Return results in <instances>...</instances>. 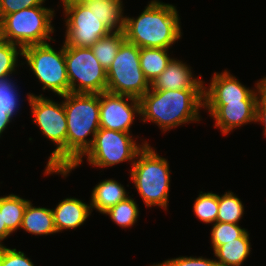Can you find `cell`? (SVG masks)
I'll return each mask as SVG.
<instances>
[{"mask_svg":"<svg viewBox=\"0 0 266 266\" xmlns=\"http://www.w3.org/2000/svg\"><path fill=\"white\" fill-rule=\"evenodd\" d=\"M12 78H0V111H6L12 118L19 110L20 95Z\"/></svg>","mask_w":266,"mask_h":266,"instance_id":"f1b7e54d","label":"cell"},{"mask_svg":"<svg viewBox=\"0 0 266 266\" xmlns=\"http://www.w3.org/2000/svg\"><path fill=\"white\" fill-rule=\"evenodd\" d=\"M99 106L100 128L108 130L130 133L135 114H141L139 99L108 91L99 93Z\"/></svg>","mask_w":266,"mask_h":266,"instance_id":"7c38bea8","label":"cell"},{"mask_svg":"<svg viewBox=\"0 0 266 266\" xmlns=\"http://www.w3.org/2000/svg\"><path fill=\"white\" fill-rule=\"evenodd\" d=\"M244 214V204L231 191L218 194V222L238 224Z\"/></svg>","mask_w":266,"mask_h":266,"instance_id":"cb8c5ba5","label":"cell"},{"mask_svg":"<svg viewBox=\"0 0 266 266\" xmlns=\"http://www.w3.org/2000/svg\"><path fill=\"white\" fill-rule=\"evenodd\" d=\"M150 266H218L216 260L207 259L204 257H177L163 261Z\"/></svg>","mask_w":266,"mask_h":266,"instance_id":"1f68e13d","label":"cell"},{"mask_svg":"<svg viewBox=\"0 0 266 266\" xmlns=\"http://www.w3.org/2000/svg\"><path fill=\"white\" fill-rule=\"evenodd\" d=\"M256 122H261L266 136V77L260 80L258 85V100L256 105Z\"/></svg>","mask_w":266,"mask_h":266,"instance_id":"d6a6232c","label":"cell"},{"mask_svg":"<svg viewBox=\"0 0 266 266\" xmlns=\"http://www.w3.org/2000/svg\"><path fill=\"white\" fill-rule=\"evenodd\" d=\"M46 0H0V20L8 14L18 12L25 8L42 6Z\"/></svg>","mask_w":266,"mask_h":266,"instance_id":"4dcf8cb0","label":"cell"},{"mask_svg":"<svg viewBox=\"0 0 266 266\" xmlns=\"http://www.w3.org/2000/svg\"><path fill=\"white\" fill-rule=\"evenodd\" d=\"M67 121V170L92 146L100 128L99 94L67 93L60 96ZM92 138L88 139V136ZM87 137V138H86Z\"/></svg>","mask_w":266,"mask_h":266,"instance_id":"3957f363","label":"cell"},{"mask_svg":"<svg viewBox=\"0 0 266 266\" xmlns=\"http://www.w3.org/2000/svg\"><path fill=\"white\" fill-rule=\"evenodd\" d=\"M11 234L12 233L7 229L6 223L4 222L3 210H0V244Z\"/></svg>","mask_w":266,"mask_h":266,"instance_id":"836d02e7","label":"cell"},{"mask_svg":"<svg viewBox=\"0 0 266 266\" xmlns=\"http://www.w3.org/2000/svg\"><path fill=\"white\" fill-rule=\"evenodd\" d=\"M166 48H139L140 67L151 84L173 59Z\"/></svg>","mask_w":266,"mask_h":266,"instance_id":"ffe728a7","label":"cell"},{"mask_svg":"<svg viewBox=\"0 0 266 266\" xmlns=\"http://www.w3.org/2000/svg\"><path fill=\"white\" fill-rule=\"evenodd\" d=\"M29 201L30 200L23 199L15 194L0 197V210H3L4 222L11 233L20 229L24 212Z\"/></svg>","mask_w":266,"mask_h":266,"instance_id":"603a6c76","label":"cell"},{"mask_svg":"<svg viewBox=\"0 0 266 266\" xmlns=\"http://www.w3.org/2000/svg\"><path fill=\"white\" fill-rule=\"evenodd\" d=\"M257 101H240L228 104H204L210 116L215 120V127L222 134H228L233 129L256 122Z\"/></svg>","mask_w":266,"mask_h":266,"instance_id":"5bb4252c","label":"cell"},{"mask_svg":"<svg viewBox=\"0 0 266 266\" xmlns=\"http://www.w3.org/2000/svg\"><path fill=\"white\" fill-rule=\"evenodd\" d=\"M27 96L34 116L33 123L56 146L48 158L45 171H67V121L63 101L58 104L42 94L27 93Z\"/></svg>","mask_w":266,"mask_h":266,"instance_id":"5b68a950","label":"cell"},{"mask_svg":"<svg viewBox=\"0 0 266 266\" xmlns=\"http://www.w3.org/2000/svg\"><path fill=\"white\" fill-rule=\"evenodd\" d=\"M0 266H34V264L24 252L3 245L0 253Z\"/></svg>","mask_w":266,"mask_h":266,"instance_id":"f546056e","label":"cell"},{"mask_svg":"<svg viewBox=\"0 0 266 266\" xmlns=\"http://www.w3.org/2000/svg\"><path fill=\"white\" fill-rule=\"evenodd\" d=\"M125 39L139 48L169 49L181 39L176 6L152 0L137 17L125 16Z\"/></svg>","mask_w":266,"mask_h":266,"instance_id":"7a4b0ae2","label":"cell"},{"mask_svg":"<svg viewBox=\"0 0 266 266\" xmlns=\"http://www.w3.org/2000/svg\"><path fill=\"white\" fill-rule=\"evenodd\" d=\"M139 102L141 120L156 123L166 132L185 123L200 121V107H204L203 89H149Z\"/></svg>","mask_w":266,"mask_h":266,"instance_id":"6da1fadb","label":"cell"},{"mask_svg":"<svg viewBox=\"0 0 266 266\" xmlns=\"http://www.w3.org/2000/svg\"><path fill=\"white\" fill-rule=\"evenodd\" d=\"M112 1H114V2H116V3H119L120 5H123V1L122 0H112Z\"/></svg>","mask_w":266,"mask_h":266,"instance_id":"8d00e7d4","label":"cell"},{"mask_svg":"<svg viewBox=\"0 0 266 266\" xmlns=\"http://www.w3.org/2000/svg\"><path fill=\"white\" fill-rule=\"evenodd\" d=\"M150 89L139 60V47L126 39L107 69L108 92L140 99Z\"/></svg>","mask_w":266,"mask_h":266,"instance_id":"ba28073f","label":"cell"},{"mask_svg":"<svg viewBox=\"0 0 266 266\" xmlns=\"http://www.w3.org/2000/svg\"><path fill=\"white\" fill-rule=\"evenodd\" d=\"M53 213L57 233L63 230H73L83 225L91 215V205L77 198H65L58 203Z\"/></svg>","mask_w":266,"mask_h":266,"instance_id":"2e32d148","label":"cell"},{"mask_svg":"<svg viewBox=\"0 0 266 266\" xmlns=\"http://www.w3.org/2000/svg\"><path fill=\"white\" fill-rule=\"evenodd\" d=\"M54 12V9L34 6L5 15L0 20V38L22 49L29 45L46 44L47 40H53L50 34L55 30L51 24Z\"/></svg>","mask_w":266,"mask_h":266,"instance_id":"8992f818","label":"cell"},{"mask_svg":"<svg viewBox=\"0 0 266 266\" xmlns=\"http://www.w3.org/2000/svg\"><path fill=\"white\" fill-rule=\"evenodd\" d=\"M130 175L146 207L159 206L167 210L171 178L167 159L145 144L136 155Z\"/></svg>","mask_w":266,"mask_h":266,"instance_id":"277c9868","label":"cell"},{"mask_svg":"<svg viewBox=\"0 0 266 266\" xmlns=\"http://www.w3.org/2000/svg\"><path fill=\"white\" fill-rule=\"evenodd\" d=\"M30 67L43 90H50L59 96L70 93L67 77L65 45L59 51L49 43L29 45L22 49V58Z\"/></svg>","mask_w":266,"mask_h":266,"instance_id":"9c48e42d","label":"cell"},{"mask_svg":"<svg viewBox=\"0 0 266 266\" xmlns=\"http://www.w3.org/2000/svg\"><path fill=\"white\" fill-rule=\"evenodd\" d=\"M70 92L99 94L107 90V70L90 47L65 46Z\"/></svg>","mask_w":266,"mask_h":266,"instance_id":"30bf717a","label":"cell"},{"mask_svg":"<svg viewBox=\"0 0 266 266\" xmlns=\"http://www.w3.org/2000/svg\"><path fill=\"white\" fill-rule=\"evenodd\" d=\"M19 55L22 56V48L19 45L0 38V78L12 76L11 74L16 72Z\"/></svg>","mask_w":266,"mask_h":266,"instance_id":"83f0119b","label":"cell"},{"mask_svg":"<svg viewBox=\"0 0 266 266\" xmlns=\"http://www.w3.org/2000/svg\"><path fill=\"white\" fill-rule=\"evenodd\" d=\"M145 144H148L147 141L141 145L136 144L134 137L130 133L99 128L92 146L73 166L67 171H45L44 174L56 173L66 177L82 163L84 156L87 157L89 164L99 168H107L125 161H131V165H133L137 153Z\"/></svg>","mask_w":266,"mask_h":266,"instance_id":"52a82bcc","label":"cell"},{"mask_svg":"<svg viewBox=\"0 0 266 266\" xmlns=\"http://www.w3.org/2000/svg\"><path fill=\"white\" fill-rule=\"evenodd\" d=\"M13 118L6 113V111H0V137L5 129H7L8 124Z\"/></svg>","mask_w":266,"mask_h":266,"instance_id":"e575fe53","label":"cell"},{"mask_svg":"<svg viewBox=\"0 0 266 266\" xmlns=\"http://www.w3.org/2000/svg\"><path fill=\"white\" fill-rule=\"evenodd\" d=\"M124 186L113 179L102 180L94 187L91 194V210L94 208L101 214L107 212L110 208L124 201L129 197Z\"/></svg>","mask_w":266,"mask_h":266,"instance_id":"e0dca14e","label":"cell"},{"mask_svg":"<svg viewBox=\"0 0 266 266\" xmlns=\"http://www.w3.org/2000/svg\"><path fill=\"white\" fill-rule=\"evenodd\" d=\"M61 1H74L80 4H88V3H92V2H96L100 0H61Z\"/></svg>","mask_w":266,"mask_h":266,"instance_id":"d590c367","label":"cell"},{"mask_svg":"<svg viewBox=\"0 0 266 266\" xmlns=\"http://www.w3.org/2000/svg\"><path fill=\"white\" fill-rule=\"evenodd\" d=\"M85 5L88 8H93L99 20L111 31L124 30L125 16H123V5L112 0H100Z\"/></svg>","mask_w":266,"mask_h":266,"instance_id":"44dd1931","label":"cell"},{"mask_svg":"<svg viewBox=\"0 0 266 266\" xmlns=\"http://www.w3.org/2000/svg\"><path fill=\"white\" fill-rule=\"evenodd\" d=\"M124 40V31H111L109 34L98 39L90 47L97 60L100 62V65L106 70L111 66Z\"/></svg>","mask_w":266,"mask_h":266,"instance_id":"7402d4cb","label":"cell"},{"mask_svg":"<svg viewBox=\"0 0 266 266\" xmlns=\"http://www.w3.org/2000/svg\"><path fill=\"white\" fill-rule=\"evenodd\" d=\"M193 211L195 216L205 224L217 222L218 216V194L202 191L194 200Z\"/></svg>","mask_w":266,"mask_h":266,"instance_id":"484cf974","label":"cell"},{"mask_svg":"<svg viewBox=\"0 0 266 266\" xmlns=\"http://www.w3.org/2000/svg\"><path fill=\"white\" fill-rule=\"evenodd\" d=\"M65 13V46L91 47L111 32L94 13L93 8L74 1H61Z\"/></svg>","mask_w":266,"mask_h":266,"instance_id":"8fae6325","label":"cell"},{"mask_svg":"<svg viewBox=\"0 0 266 266\" xmlns=\"http://www.w3.org/2000/svg\"><path fill=\"white\" fill-rule=\"evenodd\" d=\"M2 246H3V244H0V253H1V250H2Z\"/></svg>","mask_w":266,"mask_h":266,"instance_id":"74e56055","label":"cell"},{"mask_svg":"<svg viewBox=\"0 0 266 266\" xmlns=\"http://www.w3.org/2000/svg\"><path fill=\"white\" fill-rule=\"evenodd\" d=\"M32 205L31 201L27 203L20 228L37 236L57 233L52 210Z\"/></svg>","mask_w":266,"mask_h":266,"instance_id":"ac0fdd59","label":"cell"},{"mask_svg":"<svg viewBox=\"0 0 266 266\" xmlns=\"http://www.w3.org/2000/svg\"><path fill=\"white\" fill-rule=\"evenodd\" d=\"M191 67L173 58L166 69L150 84L152 90L203 89L201 78L193 77Z\"/></svg>","mask_w":266,"mask_h":266,"instance_id":"9a60e30c","label":"cell"},{"mask_svg":"<svg viewBox=\"0 0 266 266\" xmlns=\"http://www.w3.org/2000/svg\"><path fill=\"white\" fill-rule=\"evenodd\" d=\"M210 86L203 88L204 104H228L240 101H257L258 85L256 89H249L230 74L227 70L215 73L210 80Z\"/></svg>","mask_w":266,"mask_h":266,"instance_id":"4fadbf2b","label":"cell"},{"mask_svg":"<svg viewBox=\"0 0 266 266\" xmlns=\"http://www.w3.org/2000/svg\"><path fill=\"white\" fill-rule=\"evenodd\" d=\"M104 214L108 215L119 227L129 228L137 222L139 208L134 199L129 196Z\"/></svg>","mask_w":266,"mask_h":266,"instance_id":"d4e9b609","label":"cell"},{"mask_svg":"<svg viewBox=\"0 0 266 266\" xmlns=\"http://www.w3.org/2000/svg\"><path fill=\"white\" fill-rule=\"evenodd\" d=\"M211 229V244L213 251L219 246L235 241V239L241 237L247 230L241 228L238 224L226 223V222H215Z\"/></svg>","mask_w":266,"mask_h":266,"instance_id":"4316f807","label":"cell"},{"mask_svg":"<svg viewBox=\"0 0 266 266\" xmlns=\"http://www.w3.org/2000/svg\"><path fill=\"white\" fill-rule=\"evenodd\" d=\"M249 232L246 231L235 241L219 246L215 251L218 266H241L251 252Z\"/></svg>","mask_w":266,"mask_h":266,"instance_id":"d6986e66","label":"cell"}]
</instances>
